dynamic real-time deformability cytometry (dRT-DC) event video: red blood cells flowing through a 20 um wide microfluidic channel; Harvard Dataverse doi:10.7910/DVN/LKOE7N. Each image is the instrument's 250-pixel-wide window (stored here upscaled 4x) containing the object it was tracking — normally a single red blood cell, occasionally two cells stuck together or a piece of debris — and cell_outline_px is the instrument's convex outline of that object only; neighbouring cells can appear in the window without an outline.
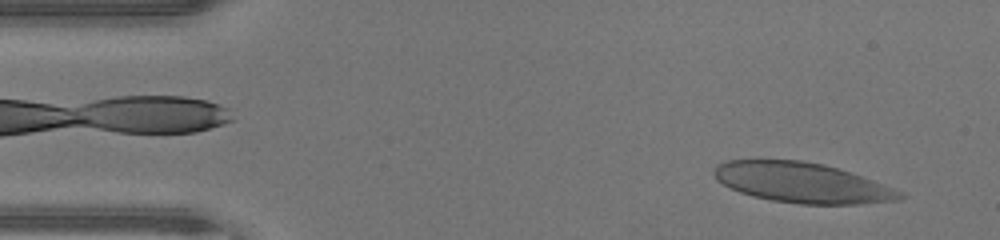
{"species": "human", "species_latin": "Homo sapiens", "temperature_condition": "warm", "stored_images_in_passage": 43, "camera_frame_rate_fps": 3000, "um_per_image_px": 0.085, "donor": {"sex": "male"}, "frame": {"image": 1, "passage_image": 2, "time_ms": 0.333, "image_size_px": [1000, 240], "cell_outline_px": [[908, 196], [900, 200], [856, 204], [800, 204], [772, 200], [752, 196], [740, 192], [716, 180], [712, 172], [716, 164], [724, 160], [800, 160], [824, 164], [860, 176], [904, 192]], "centroid_in_image_um": [68.15, 15.53], "position_along_channel_um": 16.8, "area_um2": 43.35}}
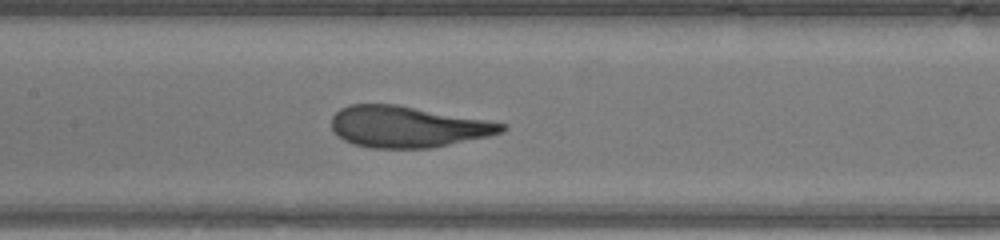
{"frame": {"image": 2, "passage_image": 19, "time_ms": 6.0, "image_size_px": [1000, 240], "cell_outline_px": [[508, 128], [504, 132], [488, 136], [428, 148], [372, 148], [356, 144], [344, 140], [332, 128], [332, 116], [340, 108], [348, 104], [396, 104], [508, 124]], "centroid_in_image_um": [34.64, 10.76], "position_along_channel_um": 172.8, "area_um2": 40.58}}
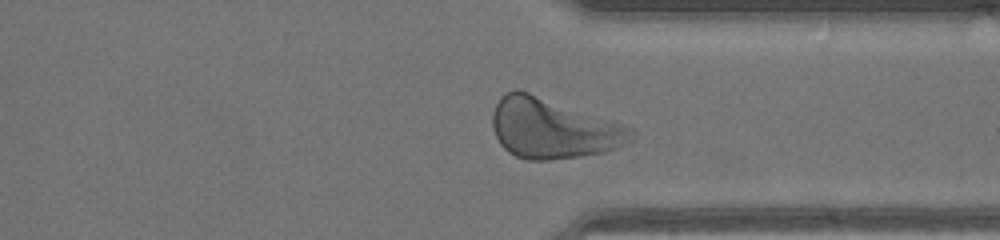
{"frame": {"image": 3, "passage_image": 32, "time_ms": 10.333, "image_size_px": [1000, 240], "cell_outline_px": [[636, 136], [632, 140], [616, 148], [604, 152], [580, 156], [548, 160], [528, 160], [516, 156], [508, 152], [500, 144], [492, 128], [492, 112], [500, 96], [504, 92], [516, 88], [520, 88], [636, 128]], "centroid_in_image_um": [47.01, 10.89], "position_along_channel_um": 364.4, "area_um2": 49.42}, "authors_computed_cell_mechanics": {"area_um2": 43.35, "velocity_mm_per_s": 4.4498, "shape_relaxation_time_tau1_ms": 2.1308, "shape_relaxation_time_tau2_ms": null, "deformation_change_tau1": 0.1502, "deformation_change_tau2": null}}